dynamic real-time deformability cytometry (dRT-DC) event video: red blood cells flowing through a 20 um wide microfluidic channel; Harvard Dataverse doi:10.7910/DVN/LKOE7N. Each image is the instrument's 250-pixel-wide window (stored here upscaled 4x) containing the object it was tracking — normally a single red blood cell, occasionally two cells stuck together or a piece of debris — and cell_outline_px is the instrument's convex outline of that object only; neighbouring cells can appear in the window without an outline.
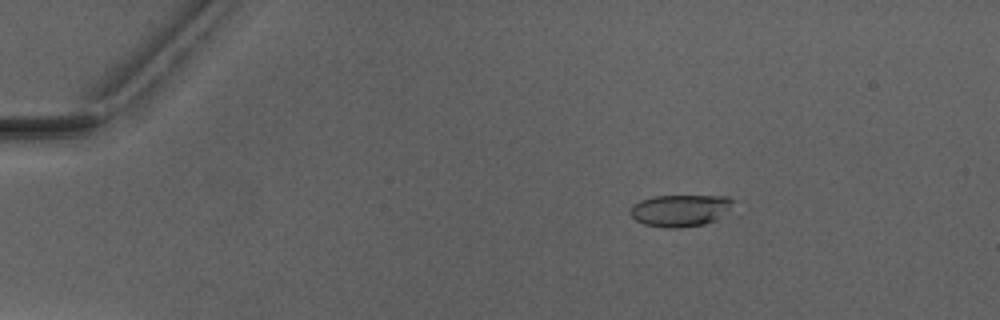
{"species": "Egyptian fruit bat (a non-hibernating species)", "species_latin": "Rousettus aegyptiacus", "temperature_condition": "warm", "stored_images_in_passage": 6, "camera_frame_rate_fps": 3000, "um_per_image_px": 0.085, "animal": {"sex": "male"}, "frame": {"image": 1, "passage_image": 3, "time_ms": 2.333, "image_size_px": [1000, 320], "cell_outline_px": [[736, 200], [716, 220], [704, 224], [680, 228], [668, 228], [644, 224], [636, 220], [628, 212], [632, 204], [640, 200], [652, 196], [728, 196]], "centroid_in_image_um": [57.77, 17.88], "position_along_channel_um": 27.2, "area_um2": 19.13}}
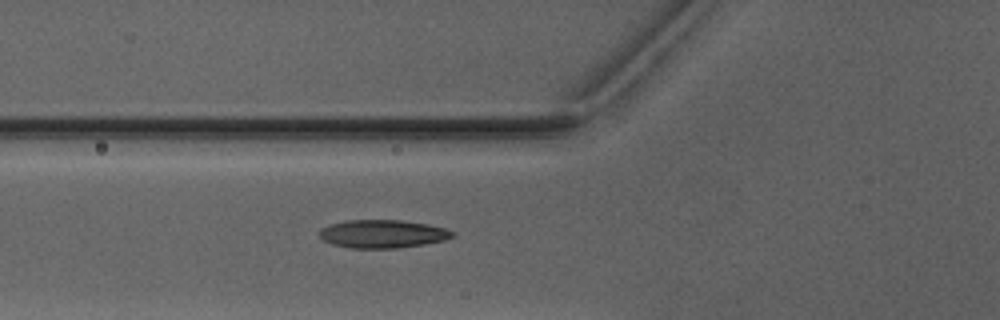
{"frame": {"image": 2, "passage_image": 6, "time_ms": 6.0, "image_size_px": [1000, 320], "cell_outline_px": [[456, 236], [444, 240], [424, 244], [396, 248], [352, 248], [332, 244], [324, 240], [320, 236], [320, 228], [328, 224], [348, 220], [400, 220], [428, 224], [444, 228], [456, 232]], "centroid_in_image_um": [32.54, 19.87], "position_along_channel_um": 93.3, "area_um2": 21.85}}